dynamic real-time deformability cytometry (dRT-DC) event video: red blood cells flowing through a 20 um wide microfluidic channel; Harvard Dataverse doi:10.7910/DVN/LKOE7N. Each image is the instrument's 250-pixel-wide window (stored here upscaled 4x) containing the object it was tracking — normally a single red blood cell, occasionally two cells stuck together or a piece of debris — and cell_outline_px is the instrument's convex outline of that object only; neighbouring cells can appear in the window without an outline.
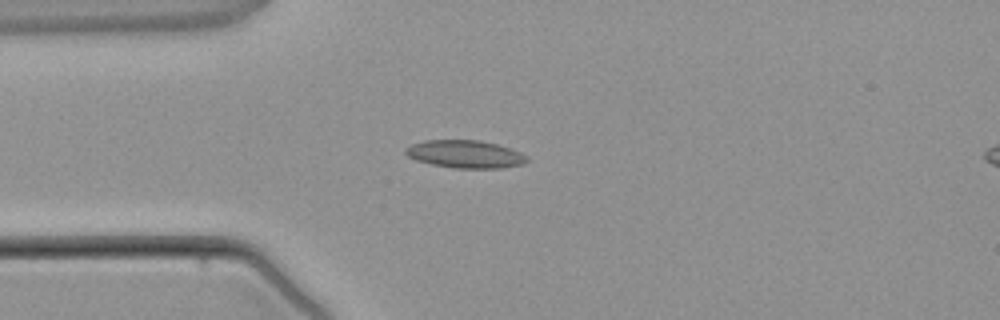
{"species": "common noctule bat (a hibernating species)", "species_latin": "Nyctalus noctula", "temperature_condition": "warm", "stored_images_in_passage": 3, "camera_frame_rate_fps": 3000, "um_per_image_px": 0.085, "animal": {"sex": "male", "body_mass_g": 21.5, "forearm_length_mm": 52.0}, "frame": {"image": 1, "passage_image": 3, "time_ms": 3.333, "image_size_px": [1000, 320], "cell_outline_px": [[528, 160], [524, 164], [500, 168], [452, 168], [432, 164], [416, 160], [408, 156], [404, 152], [404, 148], [412, 144], [424, 140], [480, 140], [512, 148], [528, 156]], "centroid_in_image_um": [39.55, 13.1], "position_along_channel_um": 45.5, "area_um2": 19.77}}